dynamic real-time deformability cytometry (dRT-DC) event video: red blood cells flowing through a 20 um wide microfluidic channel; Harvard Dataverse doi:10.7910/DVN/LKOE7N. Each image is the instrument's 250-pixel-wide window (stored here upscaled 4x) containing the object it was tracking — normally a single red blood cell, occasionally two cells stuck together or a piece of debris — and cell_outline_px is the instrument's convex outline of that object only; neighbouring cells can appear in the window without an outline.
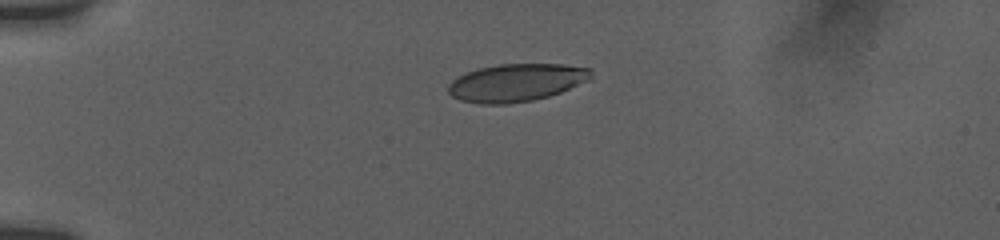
{"species": "human", "species_latin": "Homo sapiens", "temperature_condition": "room temperature", "stored_images_in_passage": 7, "camera_frame_rate_fps": 3000, "um_per_image_px": 0.085, "donor": {"sex": "female"}, "frame": {"image": 1, "passage_image": 1, "time_ms": 0.0, "image_size_px": [1000, 240], "cell_outline_px": [[592, 76], [588, 80], [560, 92], [548, 96], [532, 100], [508, 104], [480, 104], [460, 100], [452, 96], [448, 92], [448, 84], [452, 80], [476, 68], [500, 64], [564, 64], [592, 68]], "centroid_in_image_um": [43.88, 7.02], "position_along_channel_um": 41.1, "area_um2": 31.39}}
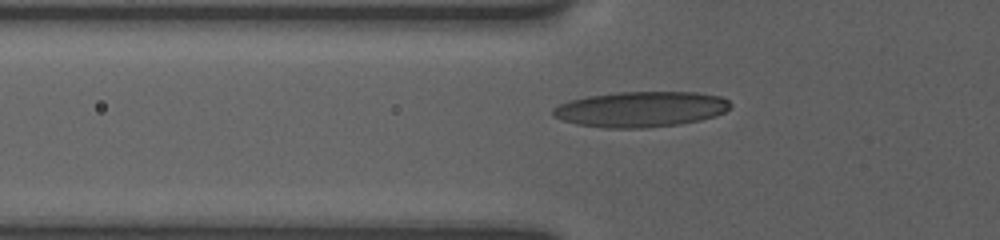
{"frame": {"image": 2, "passage_image": 6, "time_ms": 2.0, "image_size_px": [1000, 240], "cell_outline_px": [[732, 104], [724, 112], [716, 116], [700, 120], [680, 124], [644, 128], [604, 128], [576, 124], [552, 116], [552, 108], [568, 100], [588, 96], [616, 92], [696, 92], [720, 96], [728, 100]], "centroid_in_image_um": [54.45, 9.28], "position_along_channel_um": 71.3, "area_um2": 36.88}}